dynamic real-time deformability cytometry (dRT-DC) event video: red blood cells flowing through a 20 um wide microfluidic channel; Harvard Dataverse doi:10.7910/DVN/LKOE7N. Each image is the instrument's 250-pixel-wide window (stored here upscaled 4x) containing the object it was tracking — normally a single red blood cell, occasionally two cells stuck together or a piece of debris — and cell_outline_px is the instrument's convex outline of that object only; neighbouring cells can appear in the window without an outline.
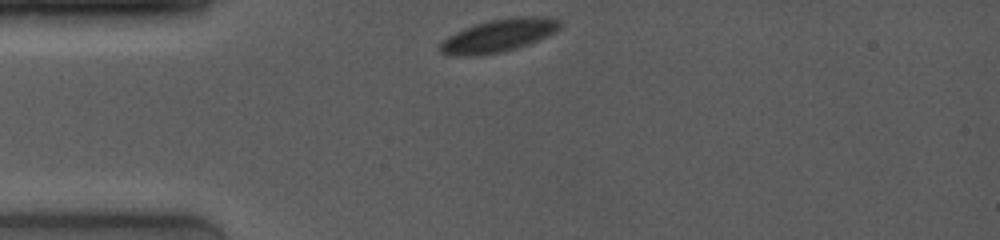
{"species": "common noctule bat (a hibernating species)", "species_latin": "Nyctalus noctula", "temperature_condition": "room temperature", "stored_images_in_passage": 9, "camera_frame_rate_fps": 4000, "um_per_image_px": 0.085, "animal": {"sex": "female", "body_mass_g": 19.0, "forearm_length_mm": 53.3}, "frame": {"image": 1, "passage_image": 1, "time_ms": 0.0, "image_size_px": [1000, 240], "cell_outline_px": [[560, 28], [556, 32], [548, 36], [528, 44], [504, 52], [472, 56], [452, 56], [440, 52], [436, 48], [448, 36], [464, 28], [476, 24], [492, 20], [516, 16], [552, 16], [560, 20]], "centroid_in_image_um": [42.4, 3.02], "position_along_channel_um": 42.6, "area_um2": 23.18}}
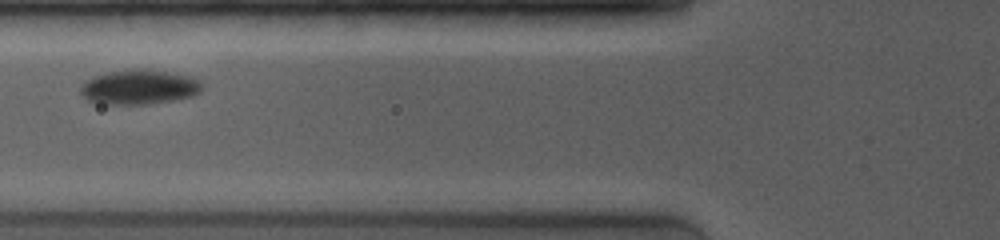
{"frame": {"image": 2, "passage_image": 6, "time_ms": 2.5, "image_size_px": [1000, 240], "cell_outline_px": [[204, 88], [200, 92], [192, 96], [176, 100], [148, 104], [108, 104], [88, 100], [80, 92], [80, 84], [84, 80], [92, 76], [108, 72], [132, 68], [136, 68], [168, 72], [192, 76], [200, 80]], "centroid_in_image_um": [11.84, 7.39], "position_along_channel_um": 114.0, "area_um2": 24.85}}